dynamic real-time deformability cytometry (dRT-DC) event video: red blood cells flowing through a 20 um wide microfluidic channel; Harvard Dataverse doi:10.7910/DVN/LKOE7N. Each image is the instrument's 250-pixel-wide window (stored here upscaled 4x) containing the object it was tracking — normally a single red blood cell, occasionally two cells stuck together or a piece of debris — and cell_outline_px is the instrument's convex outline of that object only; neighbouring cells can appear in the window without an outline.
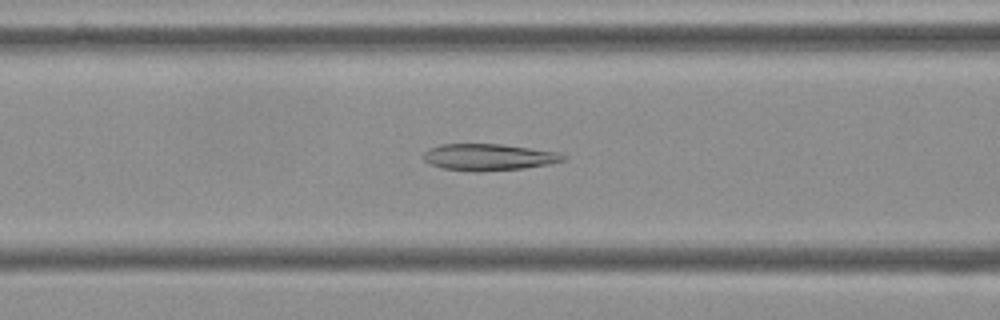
{"species": "Egyptian fruit bat (a non-hibernating species)", "species_latin": "Rousettus aegyptiacus", "temperature_condition": "cold", "stored_images_in_passage": 55, "camera_frame_rate_fps": 3000, "um_per_image_px": 0.085, "frame": {"image": 1, "passage_image": 22, "time_ms": 7.0, "image_size_px": [1000, 320], "cell_outline_px": [[568, 160], [548, 164], [524, 168], [476, 172], [440, 168], [428, 164], [424, 160], [424, 152], [428, 148], [440, 144], [500, 144], [560, 152], [568, 156]], "centroid_in_image_um": [41.55, 13.36], "position_along_channel_um": 125.1, "area_um2": 21.96}}
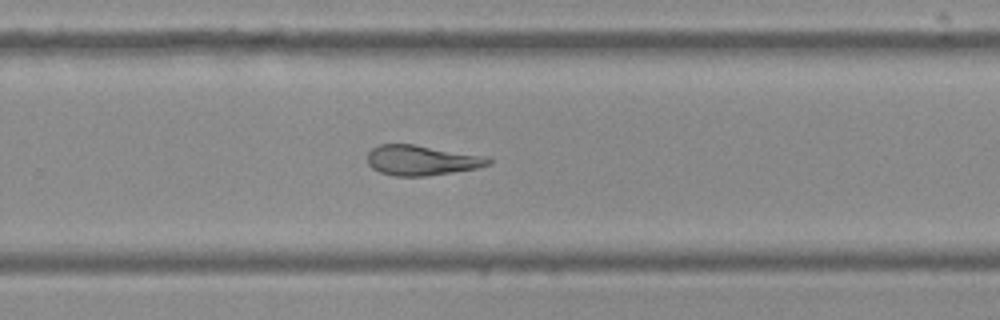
{"frame": {"image": 2, "passage_image": 36, "time_ms": 11.667, "image_size_px": [1000, 320], "cell_outline_px": [[492, 164], [476, 168], [424, 176], [392, 176], [380, 172], [372, 168], [368, 164], [368, 152], [372, 148], [380, 144], [412, 144], [488, 156], [492, 160]], "centroid_in_image_um": [35.84, 13.62], "position_along_channel_um": 294.0, "area_um2": 21.21}}
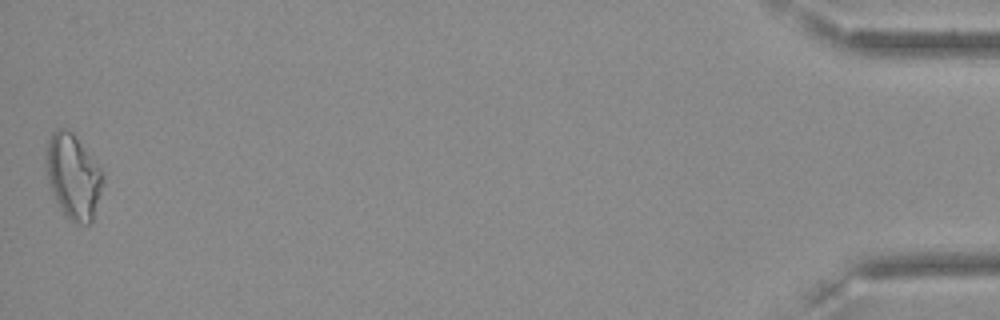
{"frame": {"image": 3, "passage_image": 55, "time_ms": 18.0, "image_size_px": [1000, 320], "cell_outline_px": [[104, 184], [92, 220], [88, 224], [76, 224], [64, 216], [56, 200], [48, 180], [44, 160], [44, 156], [48, 140], [52, 132], [56, 128], [64, 128], [72, 132], [100, 168], [104, 176]], "centroid_in_image_um": [6.2, 15.0], "position_along_channel_um": 429.0, "area_um2": 28.15}, "authors_computed_cell_mechanics": {"area_um2": 22.5998, "velocity_mm_per_s": 3.6249, "shape_relaxation_time_tau1_ms": null, "shape_relaxation_time_tau2_ms": 4.4527, "deformation_change_tau1": null, "deformation_change_tau2": 0.1305}}